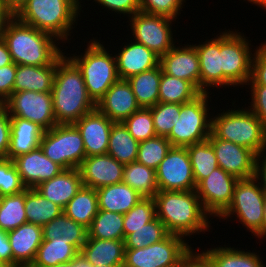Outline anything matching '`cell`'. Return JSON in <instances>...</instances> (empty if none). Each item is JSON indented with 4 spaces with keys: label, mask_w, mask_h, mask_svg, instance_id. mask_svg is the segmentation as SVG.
<instances>
[{
    "label": "cell",
    "mask_w": 266,
    "mask_h": 267,
    "mask_svg": "<svg viewBox=\"0 0 266 267\" xmlns=\"http://www.w3.org/2000/svg\"><path fill=\"white\" fill-rule=\"evenodd\" d=\"M114 123L95 108L73 124L83 139L86 157L107 154L111 127Z\"/></svg>",
    "instance_id": "17"
},
{
    "label": "cell",
    "mask_w": 266,
    "mask_h": 267,
    "mask_svg": "<svg viewBox=\"0 0 266 267\" xmlns=\"http://www.w3.org/2000/svg\"><path fill=\"white\" fill-rule=\"evenodd\" d=\"M80 251L69 242L43 240L30 267H50L72 261Z\"/></svg>",
    "instance_id": "38"
},
{
    "label": "cell",
    "mask_w": 266,
    "mask_h": 267,
    "mask_svg": "<svg viewBox=\"0 0 266 267\" xmlns=\"http://www.w3.org/2000/svg\"><path fill=\"white\" fill-rule=\"evenodd\" d=\"M115 54L120 79L153 69L159 65L160 57L146 46L130 40Z\"/></svg>",
    "instance_id": "22"
},
{
    "label": "cell",
    "mask_w": 266,
    "mask_h": 267,
    "mask_svg": "<svg viewBox=\"0 0 266 267\" xmlns=\"http://www.w3.org/2000/svg\"><path fill=\"white\" fill-rule=\"evenodd\" d=\"M0 267H7V266L0 261Z\"/></svg>",
    "instance_id": "65"
},
{
    "label": "cell",
    "mask_w": 266,
    "mask_h": 267,
    "mask_svg": "<svg viewBox=\"0 0 266 267\" xmlns=\"http://www.w3.org/2000/svg\"><path fill=\"white\" fill-rule=\"evenodd\" d=\"M156 218V205L154 198L143 197L140 201L124 214L123 228L124 238L135 229H139L144 224H148Z\"/></svg>",
    "instance_id": "44"
},
{
    "label": "cell",
    "mask_w": 266,
    "mask_h": 267,
    "mask_svg": "<svg viewBox=\"0 0 266 267\" xmlns=\"http://www.w3.org/2000/svg\"><path fill=\"white\" fill-rule=\"evenodd\" d=\"M228 109L212 116L211 133L216 137L266 154V126L249 109Z\"/></svg>",
    "instance_id": "5"
},
{
    "label": "cell",
    "mask_w": 266,
    "mask_h": 267,
    "mask_svg": "<svg viewBox=\"0 0 266 267\" xmlns=\"http://www.w3.org/2000/svg\"><path fill=\"white\" fill-rule=\"evenodd\" d=\"M150 109L156 135L167 137L179 120L180 104L158 102Z\"/></svg>",
    "instance_id": "45"
},
{
    "label": "cell",
    "mask_w": 266,
    "mask_h": 267,
    "mask_svg": "<svg viewBox=\"0 0 266 267\" xmlns=\"http://www.w3.org/2000/svg\"><path fill=\"white\" fill-rule=\"evenodd\" d=\"M25 212V190L0 197V230L9 232L27 223Z\"/></svg>",
    "instance_id": "40"
},
{
    "label": "cell",
    "mask_w": 266,
    "mask_h": 267,
    "mask_svg": "<svg viewBox=\"0 0 266 267\" xmlns=\"http://www.w3.org/2000/svg\"><path fill=\"white\" fill-rule=\"evenodd\" d=\"M184 3L185 0H140V12L176 20L183 11Z\"/></svg>",
    "instance_id": "48"
},
{
    "label": "cell",
    "mask_w": 266,
    "mask_h": 267,
    "mask_svg": "<svg viewBox=\"0 0 266 267\" xmlns=\"http://www.w3.org/2000/svg\"><path fill=\"white\" fill-rule=\"evenodd\" d=\"M25 189L13 160L0 158V197L17 194Z\"/></svg>",
    "instance_id": "47"
},
{
    "label": "cell",
    "mask_w": 266,
    "mask_h": 267,
    "mask_svg": "<svg viewBox=\"0 0 266 267\" xmlns=\"http://www.w3.org/2000/svg\"><path fill=\"white\" fill-rule=\"evenodd\" d=\"M160 79V64L153 69L133 75L127 79L141 108H150L159 102Z\"/></svg>",
    "instance_id": "32"
},
{
    "label": "cell",
    "mask_w": 266,
    "mask_h": 267,
    "mask_svg": "<svg viewBox=\"0 0 266 267\" xmlns=\"http://www.w3.org/2000/svg\"><path fill=\"white\" fill-rule=\"evenodd\" d=\"M156 217L165 225L170 234L183 236L210 231L209 216L195 190L158 191L153 197ZM196 233V234H195Z\"/></svg>",
    "instance_id": "2"
},
{
    "label": "cell",
    "mask_w": 266,
    "mask_h": 267,
    "mask_svg": "<svg viewBox=\"0 0 266 267\" xmlns=\"http://www.w3.org/2000/svg\"><path fill=\"white\" fill-rule=\"evenodd\" d=\"M80 10V0H28L15 17L66 44L67 40H71L68 37H71L75 23L77 25L75 21L81 16Z\"/></svg>",
    "instance_id": "4"
},
{
    "label": "cell",
    "mask_w": 266,
    "mask_h": 267,
    "mask_svg": "<svg viewBox=\"0 0 266 267\" xmlns=\"http://www.w3.org/2000/svg\"><path fill=\"white\" fill-rule=\"evenodd\" d=\"M17 65H5L0 68V103H4L13 93Z\"/></svg>",
    "instance_id": "52"
},
{
    "label": "cell",
    "mask_w": 266,
    "mask_h": 267,
    "mask_svg": "<svg viewBox=\"0 0 266 267\" xmlns=\"http://www.w3.org/2000/svg\"><path fill=\"white\" fill-rule=\"evenodd\" d=\"M124 215L116 212L98 210L88 228L90 238L102 240H124Z\"/></svg>",
    "instance_id": "39"
},
{
    "label": "cell",
    "mask_w": 266,
    "mask_h": 267,
    "mask_svg": "<svg viewBox=\"0 0 266 267\" xmlns=\"http://www.w3.org/2000/svg\"><path fill=\"white\" fill-rule=\"evenodd\" d=\"M123 183L143 197H154L159 191L156 170L137 161L124 164Z\"/></svg>",
    "instance_id": "37"
},
{
    "label": "cell",
    "mask_w": 266,
    "mask_h": 267,
    "mask_svg": "<svg viewBox=\"0 0 266 267\" xmlns=\"http://www.w3.org/2000/svg\"><path fill=\"white\" fill-rule=\"evenodd\" d=\"M139 142L129 133L122 122H115L111 127L107 154L118 162L127 164L135 162Z\"/></svg>",
    "instance_id": "35"
},
{
    "label": "cell",
    "mask_w": 266,
    "mask_h": 267,
    "mask_svg": "<svg viewBox=\"0 0 266 267\" xmlns=\"http://www.w3.org/2000/svg\"><path fill=\"white\" fill-rule=\"evenodd\" d=\"M25 211L27 223L40 227L63 213L60 206L46 199L35 188L25 189Z\"/></svg>",
    "instance_id": "34"
},
{
    "label": "cell",
    "mask_w": 266,
    "mask_h": 267,
    "mask_svg": "<svg viewBox=\"0 0 266 267\" xmlns=\"http://www.w3.org/2000/svg\"><path fill=\"white\" fill-rule=\"evenodd\" d=\"M208 140L214 149L218 167L238 179H248L255 176L257 155L252 150L231 141L216 138L212 133Z\"/></svg>",
    "instance_id": "16"
},
{
    "label": "cell",
    "mask_w": 266,
    "mask_h": 267,
    "mask_svg": "<svg viewBox=\"0 0 266 267\" xmlns=\"http://www.w3.org/2000/svg\"><path fill=\"white\" fill-rule=\"evenodd\" d=\"M2 38L16 65H49L63 53L57 38L20 22L16 17L8 23Z\"/></svg>",
    "instance_id": "3"
},
{
    "label": "cell",
    "mask_w": 266,
    "mask_h": 267,
    "mask_svg": "<svg viewBox=\"0 0 266 267\" xmlns=\"http://www.w3.org/2000/svg\"><path fill=\"white\" fill-rule=\"evenodd\" d=\"M56 68L57 59L45 66L17 65L13 92H52Z\"/></svg>",
    "instance_id": "28"
},
{
    "label": "cell",
    "mask_w": 266,
    "mask_h": 267,
    "mask_svg": "<svg viewBox=\"0 0 266 267\" xmlns=\"http://www.w3.org/2000/svg\"><path fill=\"white\" fill-rule=\"evenodd\" d=\"M80 254L92 265L123 267L124 240H102L88 236Z\"/></svg>",
    "instance_id": "27"
},
{
    "label": "cell",
    "mask_w": 266,
    "mask_h": 267,
    "mask_svg": "<svg viewBox=\"0 0 266 267\" xmlns=\"http://www.w3.org/2000/svg\"><path fill=\"white\" fill-rule=\"evenodd\" d=\"M238 180L234 175L218 167L196 185L195 191L209 216L219 218L227 210Z\"/></svg>",
    "instance_id": "15"
},
{
    "label": "cell",
    "mask_w": 266,
    "mask_h": 267,
    "mask_svg": "<svg viewBox=\"0 0 266 267\" xmlns=\"http://www.w3.org/2000/svg\"><path fill=\"white\" fill-rule=\"evenodd\" d=\"M78 169L83 186L96 190L123 181L124 164L109 154L85 157Z\"/></svg>",
    "instance_id": "19"
},
{
    "label": "cell",
    "mask_w": 266,
    "mask_h": 267,
    "mask_svg": "<svg viewBox=\"0 0 266 267\" xmlns=\"http://www.w3.org/2000/svg\"><path fill=\"white\" fill-rule=\"evenodd\" d=\"M39 147L63 169L79 168L86 157L83 139L73 124H57L44 131Z\"/></svg>",
    "instance_id": "10"
},
{
    "label": "cell",
    "mask_w": 266,
    "mask_h": 267,
    "mask_svg": "<svg viewBox=\"0 0 266 267\" xmlns=\"http://www.w3.org/2000/svg\"><path fill=\"white\" fill-rule=\"evenodd\" d=\"M170 233L165 225L156 217L148 224H144L135 232L124 238L125 249H140L165 239Z\"/></svg>",
    "instance_id": "42"
},
{
    "label": "cell",
    "mask_w": 266,
    "mask_h": 267,
    "mask_svg": "<svg viewBox=\"0 0 266 267\" xmlns=\"http://www.w3.org/2000/svg\"><path fill=\"white\" fill-rule=\"evenodd\" d=\"M160 191H191L196 183L186 147L172 146L156 169Z\"/></svg>",
    "instance_id": "14"
},
{
    "label": "cell",
    "mask_w": 266,
    "mask_h": 267,
    "mask_svg": "<svg viewBox=\"0 0 266 267\" xmlns=\"http://www.w3.org/2000/svg\"><path fill=\"white\" fill-rule=\"evenodd\" d=\"M100 41L90 39L82 55L69 58L80 69L89 97L95 104L118 81L116 57Z\"/></svg>",
    "instance_id": "6"
},
{
    "label": "cell",
    "mask_w": 266,
    "mask_h": 267,
    "mask_svg": "<svg viewBox=\"0 0 266 267\" xmlns=\"http://www.w3.org/2000/svg\"><path fill=\"white\" fill-rule=\"evenodd\" d=\"M0 261L7 267H13V253L6 231L0 230Z\"/></svg>",
    "instance_id": "55"
},
{
    "label": "cell",
    "mask_w": 266,
    "mask_h": 267,
    "mask_svg": "<svg viewBox=\"0 0 266 267\" xmlns=\"http://www.w3.org/2000/svg\"><path fill=\"white\" fill-rule=\"evenodd\" d=\"M258 238L263 240L266 238V219H263L262 234Z\"/></svg>",
    "instance_id": "63"
},
{
    "label": "cell",
    "mask_w": 266,
    "mask_h": 267,
    "mask_svg": "<svg viewBox=\"0 0 266 267\" xmlns=\"http://www.w3.org/2000/svg\"><path fill=\"white\" fill-rule=\"evenodd\" d=\"M171 147L172 144L164 136H156L154 138L139 142L136 161L156 170Z\"/></svg>",
    "instance_id": "43"
},
{
    "label": "cell",
    "mask_w": 266,
    "mask_h": 267,
    "mask_svg": "<svg viewBox=\"0 0 266 267\" xmlns=\"http://www.w3.org/2000/svg\"><path fill=\"white\" fill-rule=\"evenodd\" d=\"M130 21L132 40L152 50L159 57L166 54L176 43L172 33V22L166 16L136 12ZM175 41V42H174Z\"/></svg>",
    "instance_id": "12"
},
{
    "label": "cell",
    "mask_w": 266,
    "mask_h": 267,
    "mask_svg": "<svg viewBox=\"0 0 266 267\" xmlns=\"http://www.w3.org/2000/svg\"><path fill=\"white\" fill-rule=\"evenodd\" d=\"M10 117H19L36 123L44 131L57 125L51 92H13L4 102Z\"/></svg>",
    "instance_id": "13"
},
{
    "label": "cell",
    "mask_w": 266,
    "mask_h": 267,
    "mask_svg": "<svg viewBox=\"0 0 266 267\" xmlns=\"http://www.w3.org/2000/svg\"><path fill=\"white\" fill-rule=\"evenodd\" d=\"M95 3L101 5L108 11H114L117 14H124L132 17L136 12L140 11V0H94ZM127 14V15H126Z\"/></svg>",
    "instance_id": "50"
},
{
    "label": "cell",
    "mask_w": 266,
    "mask_h": 267,
    "mask_svg": "<svg viewBox=\"0 0 266 267\" xmlns=\"http://www.w3.org/2000/svg\"><path fill=\"white\" fill-rule=\"evenodd\" d=\"M28 0H4L8 9L16 15Z\"/></svg>",
    "instance_id": "59"
},
{
    "label": "cell",
    "mask_w": 266,
    "mask_h": 267,
    "mask_svg": "<svg viewBox=\"0 0 266 267\" xmlns=\"http://www.w3.org/2000/svg\"><path fill=\"white\" fill-rule=\"evenodd\" d=\"M228 30L220 33L222 88L238 85L244 87L251 77L254 50L249 43L251 41L242 32Z\"/></svg>",
    "instance_id": "8"
},
{
    "label": "cell",
    "mask_w": 266,
    "mask_h": 267,
    "mask_svg": "<svg viewBox=\"0 0 266 267\" xmlns=\"http://www.w3.org/2000/svg\"><path fill=\"white\" fill-rule=\"evenodd\" d=\"M247 1L250 2L251 4L257 5V7H261L262 9L266 10V0H247Z\"/></svg>",
    "instance_id": "61"
},
{
    "label": "cell",
    "mask_w": 266,
    "mask_h": 267,
    "mask_svg": "<svg viewBox=\"0 0 266 267\" xmlns=\"http://www.w3.org/2000/svg\"><path fill=\"white\" fill-rule=\"evenodd\" d=\"M7 235L13 253V267H30L43 241L42 227L25 223Z\"/></svg>",
    "instance_id": "23"
},
{
    "label": "cell",
    "mask_w": 266,
    "mask_h": 267,
    "mask_svg": "<svg viewBox=\"0 0 266 267\" xmlns=\"http://www.w3.org/2000/svg\"><path fill=\"white\" fill-rule=\"evenodd\" d=\"M11 122L6 105L0 103V158H7L10 145Z\"/></svg>",
    "instance_id": "53"
},
{
    "label": "cell",
    "mask_w": 266,
    "mask_h": 267,
    "mask_svg": "<svg viewBox=\"0 0 266 267\" xmlns=\"http://www.w3.org/2000/svg\"><path fill=\"white\" fill-rule=\"evenodd\" d=\"M98 210L96 189L82 186L77 194L64 207L63 213L76 223L89 228Z\"/></svg>",
    "instance_id": "33"
},
{
    "label": "cell",
    "mask_w": 266,
    "mask_h": 267,
    "mask_svg": "<svg viewBox=\"0 0 266 267\" xmlns=\"http://www.w3.org/2000/svg\"><path fill=\"white\" fill-rule=\"evenodd\" d=\"M13 60L5 40L0 37V68L12 64Z\"/></svg>",
    "instance_id": "58"
},
{
    "label": "cell",
    "mask_w": 266,
    "mask_h": 267,
    "mask_svg": "<svg viewBox=\"0 0 266 267\" xmlns=\"http://www.w3.org/2000/svg\"><path fill=\"white\" fill-rule=\"evenodd\" d=\"M190 156L193 175L196 185L216 168L218 161L214 149L207 139L203 142L186 147Z\"/></svg>",
    "instance_id": "41"
},
{
    "label": "cell",
    "mask_w": 266,
    "mask_h": 267,
    "mask_svg": "<svg viewBox=\"0 0 266 267\" xmlns=\"http://www.w3.org/2000/svg\"><path fill=\"white\" fill-rule=\"evenodd\" d=\"M247 85L266 86V41L255 48L251 61V77Z\"/></svg>",
    "instance_id": "49"
},
{
    "label": "cell",
    "mask_w": 266,
    "mask_h": 267,
    "mask_svg": "<svg viewBox=\"0 0 266 267\" xmlns=\"http://www.w3.org/2000/svg\"><path fill=\"white\" fill-rule=\"evenodd\" d=\"M266 192L255 177L239 179L234 187L233 199L219 219L236 220L257 238L262 234ZM236 214V215H235Z\"/></svg>",
    "instance_id": "9"
},
{
    "label": "cell",
    "mask_w": 266,
    "mask_h": 267,
    "mask_svg": "<svg viewBox=\"0 0 266 267\" xmlns=\"http://www.w3.org/2000/svg\"><path fill=\"white\" fill-rule=\"evenodd\" d=\"M254 177L258 180L260 186L266 192V154L257 156L255 161Z\"/></svg>",
    "instance_id": "56"
},
{
    "label": "cell",
    "mask_w": 266,
    "mask_h": 267,
    "mask_svg": "<svg viewBox=\"0 0 266 267\" xmlns=\"http://www.w3.org/2000/svg\"><path fill=\"white\" fill-rule=\"evenodd\" d=\"M122 123L138 142L157 136L150 108H140Z\"/></svg>",
    "instance_id": "46"
},
{
    "label": "cell",
    "mask_w": 266,
    "mask_h": 267,
    "mask_svg": "<svg viewBox=\"0 0 266 267\" xmlns=\"http://www.w3.org/2000/svg\"><path fill=\"white\" fill-rule=\"evenodd\" d=\"M51 94L57 124H74L96 108L87 93L80 69L65 56V52L57 58Z\"/></svg>",
    "instance_id": "1"
},
{
    "label": "cell",
    "mask_w": 266,
    "mask_h": 267,
    "mask_svg": "<svg viewBox=\"0 0 266 267\" xmlns=\"http://www.w3.org/2000/svg\"><path fill=\"white\" fill-rule=\"evenodd\" d=\"M174 45L160 57L162 71L191 82L200 91V66L196 47L192 44Z\"/></svg>",
    "instance_id": "18"
},
{
    "label": "cell",
    "mask_w": 266,
    "mask_h": 267,
    "mask_svg": "<svg viewBox=\"0 0 266 267\" xmlns=\"http://www.w3.org/2000/svg\"><path fill=\"white\" fill-rule=\"evenodd\" d=\"M251 104L249 109L261 120L266 126V86L250 85Z\"/></svg>",
    "instance_id": "51"
},
{
    "label": "cell",
    "mask_w": 266,
    "mask_h": 267,
    "mask_svg": "<svg viewBox=\"0 0 266 267\" xmlns=\"http://www.w3.org/2000/svg\"><path fill=\"white\" fill-rule=\"evenodd\" d=\"M42 234L43 240L54 239L55 241L69 242L81 251L87 241L88 228L61 213L42 227Z\"/></svg>",
    "instance_id": "30"
},
{
    "label": "cell",
    "mask_w": 266,
    "mask_h": 267,
    "mask_svg": "<svg viewBox=\"0 0 266 267\" xmlns=\"http://www.w3.org/2000/svg\"><path fill=\"white\" fill-rule=\"evenodd\" d=\"M200 94L191 82L170 76L161 68L159 102L183 104L194 100Z\"/></svg>",
    "instance_id": "36"
},
{
    "label": "cell",
    "mask_w": 266,
    "mask_h": 267,
    "mask_svg": "<svg viewBox=\"0 0 266 267\" xmlns=\"http://www.w3.org/2000/svg\"><path fill=\"white\" fill-rule=\"evenodd\" d=\"M96 108L113 122H123L141 107L127 79H119L97 102Z\"/></svg>",
    "instance_id": "21"
},
{
    "label": "cell",
    "mask_w": 266,
    "mask_h": 267,
    "mask_svg": "<svg viewBox=\"0 0 266 267\" xmlns=\"http://www.w3.org/2000/svg\"><path fill=\"white\" fill-rule=\"evenodd\" d=\"M50 267H77V265L73 262H67V263H60L58 265L50 266Z\"/></svg>",
    "instance_id": "62"
},
{
    "label": "cell",
    "mask_w": 266,
    "mask_h": 267,
    "mask_svg": "<svg viewBox=\"0 0 266 267\" xmlns=\"http://www.w3.org/2000/svg\"><path fill=\"white\" fill-rule=\"evenodd\" d=\"M83 186L78 168L64 169L58 175L36 186L35 189L46 199L62 209Z\"/></svg>",
    "instance_id": "25"
},
{
    "label": "cell",
    "mask_w": 266,
    "mask_h": 267,
    "mask_svg": "<svg viewBox=\"0 0 266 267\" xmlns=\"http://www.w3.org/2000/svg\"><path fill=\"white\" fill-rule=\"evenodd\" d=\"M15 17V15L8 9L4 0H0V37L7 27L8 23Z\"/></svg>",
    "instance_id": "57"
},
{
    "label": "cell",
    "mask_w": 266,
    "mask_h": 267,
    "mask_svg": "<svg viewBox=\"0 0 266 267\" xmlns=\"http://www.w3.org/2000/svg\"><path fill=\"white\" fill-rule=\"evenodd\" d=\"M266 219V196H265V201H264V218Z\"/></svg>",
    "instance_id": "64"
},
{
    "label": "cell",
    "mask_w": 266,
    "mask_h": 267,
    "mask_svg": "<svg viewBox=\"0 0 266 267\" xmlns=\"http://www.w3.org/2000/svg\"><path fill=\"white\" fill-rule=\"evenodd\" d=\"M186 241L183 236L169 234L147 247L125 249L123 267H179L193 249Z\"/></svg>",
    "instance_id": "11"
},
{
    "label": "cell",
    "mask_w": 266,
    "mask_h": 267,
    "mask_svg": "<svg viewBox=\"0 0 266 267\" xmlns=\"http://www.w3.org/2000/svg\"><path fill=\"white\" fill-rule=\"evenodd\" d=\"M210 92H203L194 100L180 104L179 120L166 137L174 147H188L203 142L211 134L212 116L209 113Z\"/></svg>",
    "instance_id": "7"
},
{
    "label": "cell",
    "mask_w": 266,
    "mask_h": 267,
    "mask_svg": "<svg viewBox=\"0 0 266 267\" xmlns=\"http://www.w3.org/2000/svg\"><path fill=\"white\" fill-rule=\"evenodd\" d=\"M202 252L213 267H265L257 251L255 253L224 245V247L208 248Z\"/></svg>",
    "instance_id": "31"
},
{
    "label": "cell",
    "mask_w": 266,
    "mask_h": 267,
    "mask_svg": "<svg viewBox=\"0 0 266 267\" xmlns=\"http://www.w3.org/2000/svg\"><path fill=\"white\" fill-rule=\"evenodd\" d=\"M193 45L199 56L200 92H209L211 87H222L220 35Z\"/></svg>",
    "instance_id": "24"
},
{
    "label": "cell",
    "mask_w": 266,
    "mask_h": 267,
    "mask_svg": "<svg viewBox=\"0 0 266 267\" xmlns=\"http://www.w3.org/2000/svg\"><path fill=\"white\" fill-rule=\"evenodd\" d=\"M96 192L99 210L123 215L143 198L142 195L123 182L100 187Z\"/></svg>",
    "instance_id": "29"
},
{
    "label": "cell",
    "mask_w": 266,
    "mask_h": 267,
    "mask_svg": "<svg viewBox=\"0 0 266 267\" xmlns=\"http://www.w3.org/2000/svg\"><path fill=\"white\" fill-rule=\"evenodd\" d=\"M13 163L26 188H35L64 170L60 165L49 159L40 147L16 157L13 159Z\"/></svg>",
    "instance_id": "20"
},
{
    "label": "cell",
    "mask_w": 266,
    "mask_h": 267,
    "mask_svg": "<svg viewBox=\"0 0 266 267\" xmlns=\"http://www.w3.org/2000/svg\"><path fill=\"white\" fill-rule=\"evenodd\" d=\"M72 261L77 265V267H117V266H97V265H92L80 253Z\"/></svg>",
    "instance_id": "60"
},
{
    "label": "cell",
    "mask_w": 266,
    "mask_h": 267,
    "mask_svg": "<svg viewBox=\"0 0 266 267\" xmlns=\"http://www.w3.org/2000/svg\"><path fill=\"white\" fill-rule=\"evenodd\" d=\"M10 145L8 159L27 154L39 148L44 130L36 123L19 117H10Z\"/></svg>",
    "instance_id": "26"
},
{
    "label": "cell",
    "mask_w": 266,
    "mask_h": 267,
    "mask_svg": "<svg viewBox=\"0 0 266 267\" xmlns=\"http://www.w3.org/2000/svg\"><path fill=\"white\" fill-rule=\"evenodd\" d=\"M196 249H192L191 252L182 260L179 267H213L209 259L202 252H195Z\"/></svg>",
    "instance_id": "54"
}]
</instances>
